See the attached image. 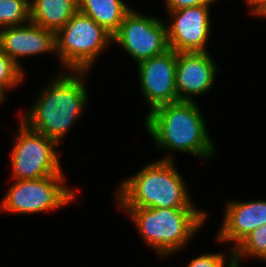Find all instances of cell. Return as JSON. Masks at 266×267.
<instances>
[{
  "label": "cell",
  "mask_w": 266,
  "mask_h": 267,
  "mask_svg": "<svg viewBox=\"0 0 266 267\" xmlns=\"http://www.w3.org/2000/svg\"><path fill=\"white\" fill-rule=\"evenodd\" d=\"M83 74L86 71L56 75L57 78L54 77L42 90L30 111L21 116V122L59 144L83 113L88 101Z\"/></svg>",
  "instance_id": "cell-1"
},
{
  "label": "cell",
  "mask_w": 266,
  "mask_h": 267,
  "mask_svg": "<svg viewBox=\"0 0 266 267\" xmlns=\"http://www.w3.org/2000/svg\"><path fill=\"white\" fill-rule=\"evenodd\" d=\"M201 114L195 101H176L149 111L145 127L158 149L209 159L215 148Z\"/></svg>",
  "instance_id": "cell-2"
},
{
  "label": "cell",
  "mask_w": 266,
  "mask_h": 267,
  "mask_svg": "<svg viewBox=\"0 0 266 267\" xmlns=\"http://www.w3.org/2000/svg\"><path fill=\"white\" fill-rule=\"evenodd\" d=\"M182 178L171 156H165L122 181L116 201L121 208H195Z\"/></svg>",
  "instance_id": "cell-3"
},
{
  "label": "cell",
  "mask_w": 266,
  "mask_h": 267,
  "mask_svg": "<svg viewBox=\"0 0 266 267\" xmlns=\"http://www.w3.org/2000/svg\"><path fill=\"white\" fill-rule=\"evenodd\" d=\"M146 245L162 257L181 250L207 218L196 208H122Z\"/></svg>",
  "instance_id": "cell-4"
},
{
  "label": "cell",
  "mask_w": 266,
  "mask_h": 267,
  "mask_svg": "<svg viewBox=\"0 0 266 267\" xmlns=\"http://www.w3.org/2000/svg\"><path fill=\"white\" fill-rule=\"evenodd\" d=\"M112 41V34L89 16L77 11L55 33L56 51L68 71H89L97 56Z\"/></svg>",
  "instance_id": "cell-5"
},
{
  "label": "cell",
  "mask_w": 266,
  "mask_h": 267,
  "mask_svg": "<svg viewBox=\"0 0 266 267\" xmlns=\"http://www.w3.org/2000/svg\"><path fill=\"white\" fill-rule=\"evenodd\" d=\"M64 175L30 180H14L6 192L0 210L8 213H40L71 203L75 191L65 187Z\"/></svg>",
  "instance_id": "cell-6"
},
{
  "label": "cell",
  "mask_w": 266,
  "mask_h": 267,
  "mask_svg": "<svg viewBox=\"0 0 266 267\" xmlns=\"http://www.w3.org/2000/svg\"><path fill=\"white\" fill-rule=\"evenodd\" d=\"M11 154L12 179L30 180L63 175L55 140L19 123Z\"/></svg>",
  "instance_id": "cell-7"
},
{
  "label": "cell",
  "mask_w": 266,
  "mask_h": 267,
  "mask_svg": "<svg viewBox=\"0 0 266 267\" xmlns=\"http://www.w3.org/2000/svg\"><path fill=\"white\" fill-rule=\"evenodd\" d=\"M112 41L119 43L137 63L169 50L165 22L133 9L125 15Z\"/></svg>",
  "instance_id": "cell-8"
},
{
  "label": "cell",
  "mask_w": 266,
  "mask_h": 267,
  "mask_svg": "<svg viewBox=\"0 0 266 267\" xmlns=\"http://www.w3.org/2000/svg\"><path fill=\"white\" fill-rule=\"evenodd\" d=\"M137 64L142 93L150 111L158 106L179 101L175 86L176 51L169 49Z\"/></svg>",
  "instance_id": "cell-9"
},
{
  "label": "cell",
  "mask_w": 266,
  "mask_h": 267,
  "mask_svg": "<svg viewBox=\"0 0 266 267\" xmlns=\"http://www.w3.org/2000/svg\"><path fill=\"white\" fill-rule=\"evenodd\" d=\"M209 5L168 11L171 25H166L169 49L176 52H207L210 32Z\"/></svg>",
  "instance_id": "cell-10"
},
{
  "label": "cell",
  "mask_w": 266,
  "mask_h": 267,
  "mask_svg": "<svg viewBox=\"0 0 266 267\" xmlns=\"http://www.w3.org/2000/svg\"><path fill=\"white\" fill-rule=\"evenodd\" d=\"M220 72L208 52H177L175 86L179 101L210 91Z\"/></svg>",
  "instance_id": "cell-11"
},
{
  "label": "cell",
  "mask_w": 266,
  "mask_h": 267,
  "mask_svg": "<svg viewBox=\"0 0 266 267\" xmlns=\"http://www.w3.org/2000/svg\"><path fill=\"white\" fill-rule=\"evenodd\" d=\"M0 48L23 70L20 57L56 51L55 32L29 21L0 29Z\"/></svg>",
  "instance_id": "cell-12"
},
{
  "label": "cell",
  "mask_w": 266,
  "mask_h": 267,
  "mask_svg": "<svg viewBox=\"0 0 266 267\" xmlns=\"http://www.w3.org/2000/svg\"><path fill=\"white\" fill-rule=\"evenodd\" d=\"M217 241H235V247L256 228L266 224V200L229 201Z\"/></svg>",
  "instance_id": "cell-13"
},
{
  "label": "cell",
  "mask_w": 266,
  "mask_h": 267,
  "mask_svg": "<svg viewBox=\"0 0 266 267\" xmlns=\"http://www.w3.org/2000/svg\"><path fill=\"white\" fill-rule=\"evenodd\" d=\"M30 21L57 32L78 11V0H29Z\"/></svg>",
  "instance_id": "cell-14"
},
{
  "label": "cell",
  "mask_w": 266,
  "mask_h": 267,
  "mask_svg": "<svg viewBox=\"0 0 266 267\" xmlns=\"http://www.w3.org/2000/svg\"><path fill=\"white\" fill-rule=\"evenodd\" d=\"M130 10L123 0H78V11L92 18L112 35Z\"/></svg>",
  "instance_id": "cell-15"
},
{
  "label": "cell",
  "mask_w": 266,
  "mask_h": 267,
  "mask_svg": "<svg viewBox=\"0 0 266 267\" xmlns=\"http://www.w3.org/2000/svg\"><path fill=\"white\" fill-rule=\"evenodd\" d=\"M233 250L234 266L239 267L241 258L258 257L266 261V224L256 228L245 237Z\"/></svg>",
  "instance_id": "cell-16"
},
{
  "label": "cell",
  "mask_w": 266,
  "mask_h": 267,
  "mask_svg": "<svg viewBox=\"0 0 266 267\" xmlns=\"http://www.w3.org/2000/svg\"><path fill=\"white\" fill-rule=\"evenodd\" d=\"M29 0H0V27L20 26L30 21Z\"/></svg>",
  "instance_id": "cell-17"
},
{
  "label": "cell",
  "mask_w": 266,
  "mask_h": 267,
  "mask_svg": "<svg viewBox=\"0 0 266 267\" xmlns=\"http://www.w3.org/2000/svg\"><path fill=\"white\" fill-rule=\"evenodd\" d=\"M24 71L0 48V89L16 87L24 79ZM6 89V90H5Z\"/></svg>",
  "instance_id": "cell-18"
},
{
  "label": "cell",
  "mask_w": 266,
  "mask_h": 267,
  "mask_svg": "<svg viewBox=\"0 0 266 267\" xmlns=\"http://www.w3.org/2000/svg\"><path fill=\"white\" fill-rule=\"evenodd\" d=\"M226 260L223 253L201 254L193 258L187 267H226Z\"/></svg>",
  "instance_id": "cell-19"
},
{
  "label": "cell",
  "mask_w": 266,
  "mask_h": 267,
  "mask_svg": "<svg viewBox=\"0 0 266 267\" xmlns=\"http://www.w3.org/2000/svg\"><path fill=\"white\" fill-rule=\"evenodd\" d=\"M216 0H165L168 11L180 10L183 8L210 5Z\"/></svg>",
  "instance_id": "cell-20"
},
{
  "label": "cell",
  "mask_w": 266,
  "mask_h": 267,
  "mask_svg": "<svg viewBox=\"0 0 266 267\" xmlns=\"http://www.w3.org/2000/svg\"><path fill=\"white\" fill-rule=\"evenodd\" d=\"M249 6H252V14L256 16L259 15L263 9L266 7V0H246Z\"/></svg>",
  "instance_id": "cell-21"
},
{
  "label": "cell",
  "mask_w": 266,
  "mask_h": 267,
  "mask_svg": "<svg viewBox=\"0 0 266 267\" xmlns=\"http://www.w3.org/2000/svg\"><path fill=\"white\" fill-rule=\"evenodd\" d=\"M231 253H229L230 254V258L228 259L229 261L227 262L228 263V265H226L227 267H235L234 266V261H233V250H231L230 251Z\"/></svg>",
  "instance_id": "cell-22"
},
{
  "label": "cell",
  "mask_w": 266,
  "mask_h": 267,
  "mask_svg": "<svg viewBox=\"0 0 266 267\" xmlns=\"http://www.w3.org/2000/svg\"><path fill=\"white\" fill-rule=\"evenodd\" d=\"M6 92H4L3 90L0 89V103H2L5 99V94Z\"/></svg>",
  "instance_id": "cell-23"
},
{
  "label": "cell",
  "mask_w": 266,
  "mask_h": 267,
  "mask_svg": "<svg viewBox=\"0 0 266 267\" xmlns=\"http://www.w3.org/2000/svg\"><path fill=\"white\" fill-rule=\"evenodd\" d=\"M261 16H265L266 17V7L263 9V11L259 14V17Z\"/></svg>",
  "instance_id": "cell-24"
}]
</instances>
